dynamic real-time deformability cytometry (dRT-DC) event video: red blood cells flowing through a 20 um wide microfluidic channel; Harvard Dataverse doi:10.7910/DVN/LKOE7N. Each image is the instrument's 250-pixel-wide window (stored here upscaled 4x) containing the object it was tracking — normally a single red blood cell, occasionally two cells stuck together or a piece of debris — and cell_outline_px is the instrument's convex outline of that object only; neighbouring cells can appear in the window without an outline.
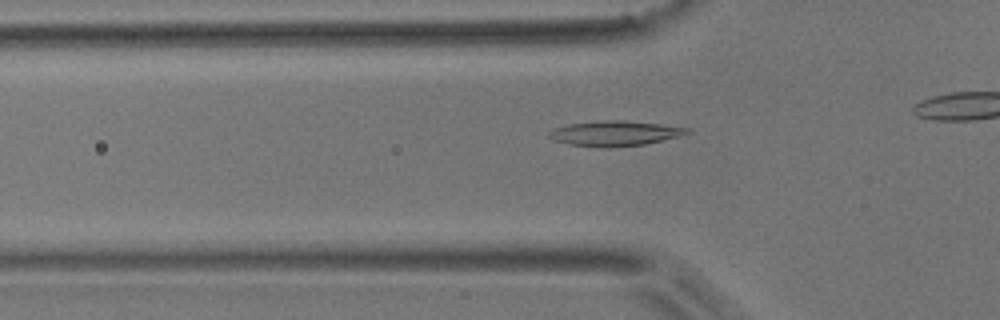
{"species": "common noctule bat (a hibernating species)", "species_latin": "Nyctalus noctula", "temperature_condition": "room temperature", "stored_images_in_passage": 38, "camera_frame_rate_fps": 3000, "um_per_image_px": 0.085, "animal": {"sex": "male", "body_mass_g": 17.9}, "frame": {"image": 1, "passage_image": 13, "time_ms": 4.0, "image_size_px": [1000, 320], "cell_outline_px": [[692, 132], [680, 136], [644, 144], [608, 148], [600, 148], [568, 144], [552, 140], [548, 136], [548, 132], [556, 128], [568, 124], [604, 120], [620, 120], [660, 124], [692, 128]], "centroid_in_image_um": [52.27, 11.34], "position_along_channel_um": 73.5, "area_um2": 20.29}}
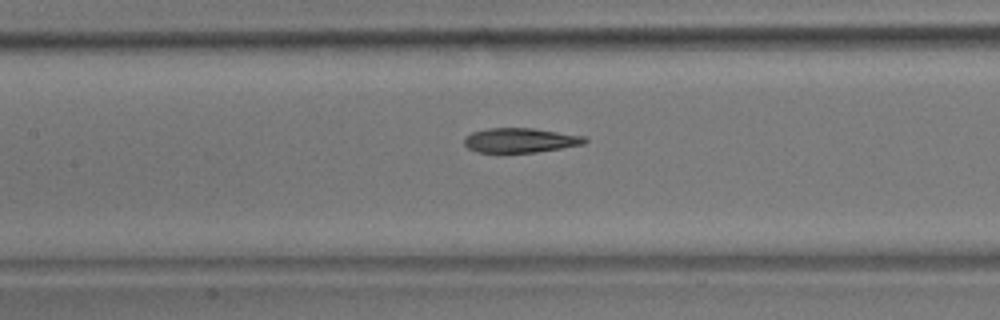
{"frame": {"image": 2, "passage_image": 20, "time_ms": 6.333, "image_size_px": [1000, 320], "cell_outline_px": [[588, 140], [584, 144], [536, 152], [476, 152], [468, 148], [464, 144], [464, 136], [472, 132], [488, 128], [532, 128], [584, 136]], "centroid_in_image_um": [44.19, 11.92], "position_along_channel_um": 163.2, "area_um2": 17.17}}
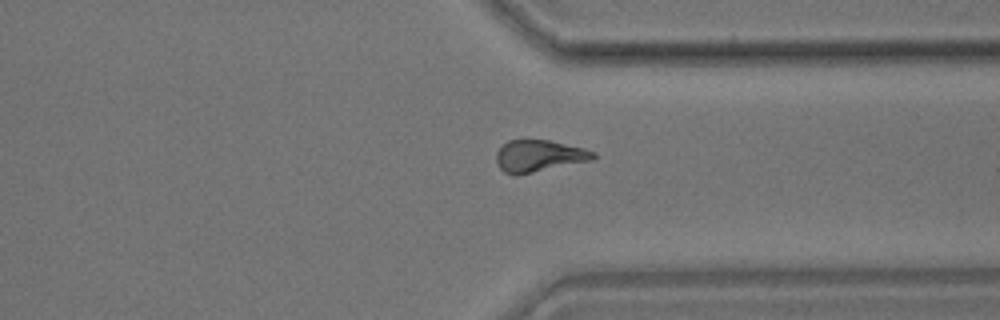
{"frame": {"image": 3, "passage_image": 36, "time_ms": 11.667, "image_size_px": [1000, 320], "cell_outline_px": [[596, 156], [592, 160], [516, 176], [512, 176], [504, 172], [500, 168], [496, 160], [496, 152], [508, 140], [548, 140], [584, 148], [596, 152]], "centroid_in_image_um": [45.8, 13.27], "position_along_channel_um": 365.6, "area_um2": 18.03}}